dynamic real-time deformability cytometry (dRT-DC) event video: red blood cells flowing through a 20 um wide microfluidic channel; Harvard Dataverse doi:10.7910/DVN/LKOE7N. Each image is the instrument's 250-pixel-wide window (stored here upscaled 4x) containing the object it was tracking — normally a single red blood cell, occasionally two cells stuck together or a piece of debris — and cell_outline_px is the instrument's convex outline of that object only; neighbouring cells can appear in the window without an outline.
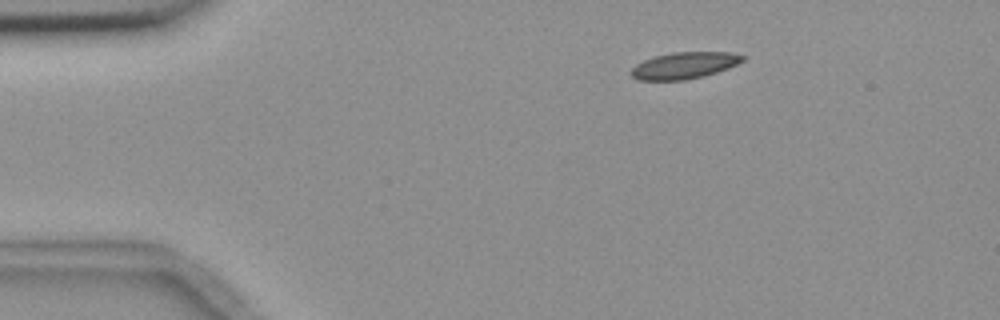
{"species": "common noctule bat (a hibernating species)", "species_latin": "Nyctalus noctula", "temperature_condition": "room temperature", "stored_images_in_passage": 3, "camera_frame_rate_fps": 3000, "um_per_image_px": 0.085, "animal": {"sex": "female", "body_mass_g": 18.4}, "frame": {"image": 1, "passage_image": 1, "time_ms": 0.0, "image_size_px": [1000, 320], "cell_outline_px": [[744, 60], [728, 68], [704, 76], [684, 80], [636, 80], [628, 72], [636, 64], [644, 60], [656, 56], [672, 52], [732, 52], [744, 56]], "centroid_in_image_um": [58.13, 5.57], "position_along_channel_um": 26.9, "area_um2": 17.28}}